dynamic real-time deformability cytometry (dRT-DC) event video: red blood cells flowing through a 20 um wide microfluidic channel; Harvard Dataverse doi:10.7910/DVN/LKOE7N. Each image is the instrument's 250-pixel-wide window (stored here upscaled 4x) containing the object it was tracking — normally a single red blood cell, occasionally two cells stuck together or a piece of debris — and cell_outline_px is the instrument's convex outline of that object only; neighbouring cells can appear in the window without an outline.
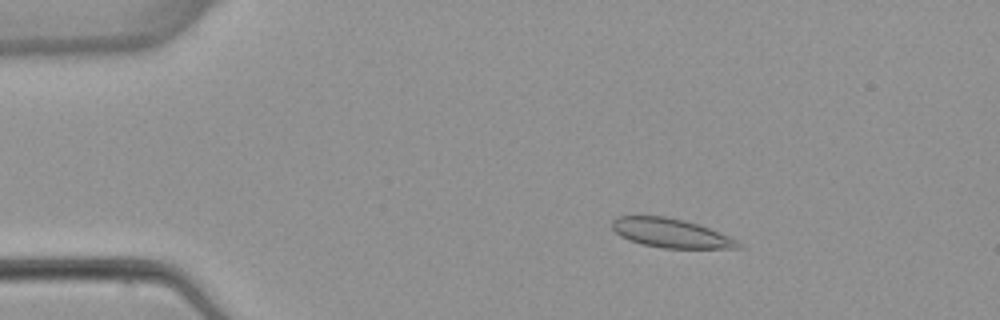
{"species": "common noctule bat (a hibernating species)", "species_latin": "Nyctalus noctula", "temperature_condition": "warm", "stored_images_in_passage": 4, "camera_frame_rate_fps": 3000, "um_per_image_px": 0.085, "animal": {"sex": "female", "body_mass_g": 22.7, "forearm_length_mm": 54.2}, "frame": {"image": 1, "passage_image": 3, "time_ms": 2.333, "image_size_px": [1000, 320], "cell_outline_px": [[744, 248], [664, 248], [640, 244], [628, 240], [620, 236], [612, 228], [612, 220], [616, 216], [664, 216], [684, 220], [708, 228], [728, 236], [736, 240]], "centroid_in_image_um": [56.97, 19.81], "position_along_channel_um": 28.0, "area_um2": 21.21}}
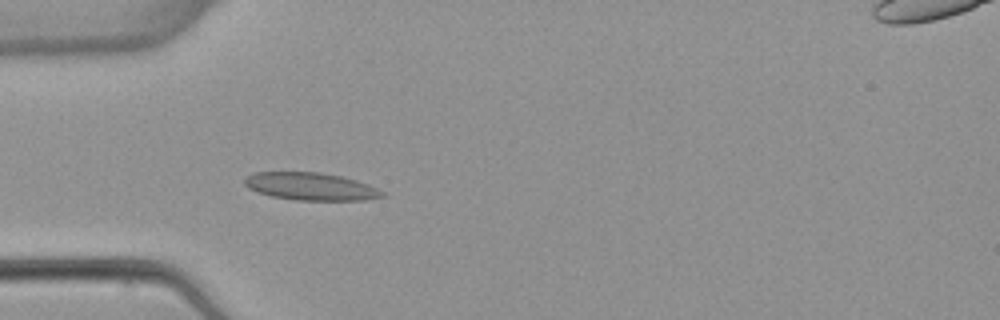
{"frame": {"image": 2, "passage_image": 4, "time_ms": 4.667, "image_size_px": [1000, 320], "cell_outline_px": [[388, 196], [368, 200], [296, 200], [272, 196], [256, 192], [248, 188], [244, 184], [244, 176], [256, 172], [320, 172], [340, 176], [356, 180], [368, 184], [384, 192]], "centroid_in_image_um": [26.41, 15.85], "position_along_channel_um": 58.6, "area_um2": 22.31}}